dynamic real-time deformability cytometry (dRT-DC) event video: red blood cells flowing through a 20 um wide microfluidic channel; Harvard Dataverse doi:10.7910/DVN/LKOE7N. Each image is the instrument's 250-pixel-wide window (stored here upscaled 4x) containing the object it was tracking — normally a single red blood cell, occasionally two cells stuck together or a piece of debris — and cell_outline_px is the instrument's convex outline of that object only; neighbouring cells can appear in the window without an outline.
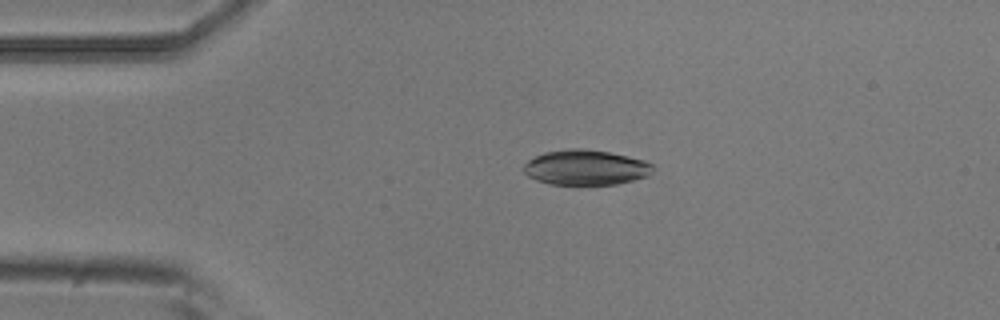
{"species": "common noctule bat (a hibernating species)", "species_latin": "Nyctalus noctula", "temperature_condition": "room temperature", "stored_images_in_passage": 5, "camera_frame_rate_fps": 3000, "um_per_image_px": 0.085, "animal": {"sex": "male", "body_mass_g": 20.5, "forearm_length_mm": 52.5}, "frame": {"image": 1, "passage_image": 4, "time_ms": 1.0, "image_size_px": [1000, 320], "cell_outline_px": [[652, 168], [648, 176], [616, 184], [576, 188], [548, 184], [536, 180], [528, 176], [524, 172], [524, 164], [528, 160], [544, 152], [568, 148], [580, 148], [608, 152], [628, 156], [644, 160], [652, 164]], "centroid_in_image_um": [49.74, 14.28], "position_along_channel_um": 35.3, "area_um2": 27.28}}